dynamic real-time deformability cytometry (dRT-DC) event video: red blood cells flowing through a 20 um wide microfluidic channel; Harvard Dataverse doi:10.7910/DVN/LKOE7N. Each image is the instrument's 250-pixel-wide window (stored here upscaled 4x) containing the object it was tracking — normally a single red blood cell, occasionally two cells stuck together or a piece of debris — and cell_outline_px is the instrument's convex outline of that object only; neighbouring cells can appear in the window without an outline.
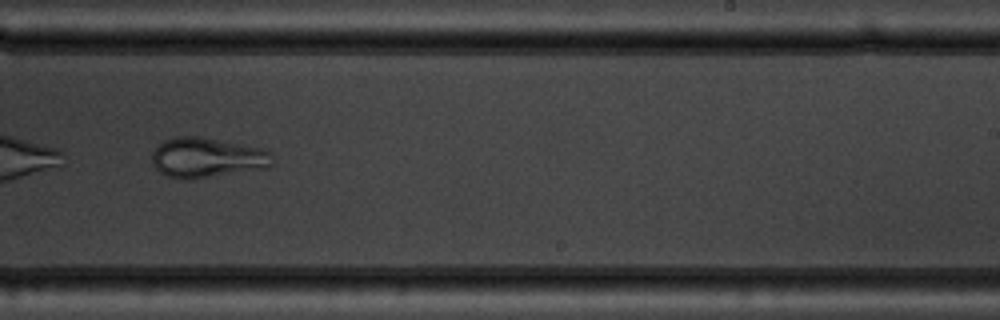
{"species": "common noctule bat (a hibernating species)", "species_latin": "Nyctalus noctula", "temperature_condition": "warm", "stored_images_in_passage": 11, "camera_frame_rate_fps": 3000, "um_per_image_px": 0.085, "animal": {"sex": "male", "body_mass_g": 19.5, "forearm_length_mm": 54.6}, "frame": {"image": 1, "passage_image": 10, "time_ms": 11.0, "image_size_px": [1000, 320], "cell_outline_px": [[272, 164], [268, 168], [192, 180], [184, 180], [168, 176], [160, 172], [152, 164], [152, 152], [164, 140], [176, 136], [200, 136], [260, 148], [272, 152]], "centroid_in_image_um": [17.59, 13.42], "position_along_channel_um": 271.4, "area_um2": 28.32}}